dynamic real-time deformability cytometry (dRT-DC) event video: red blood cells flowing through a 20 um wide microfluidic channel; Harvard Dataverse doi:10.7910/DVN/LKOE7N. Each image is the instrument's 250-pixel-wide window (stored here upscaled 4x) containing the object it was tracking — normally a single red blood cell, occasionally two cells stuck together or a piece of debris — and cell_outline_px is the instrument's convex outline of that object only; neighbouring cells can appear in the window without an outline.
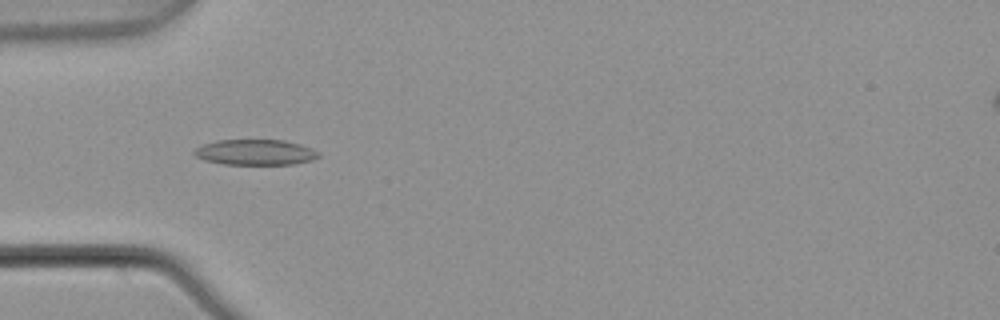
{"species": "common noctule bat (a hibernating species)", "species_latin": "Nyctalus noctula", "temperature_condition": "warm", "stored_images_in_passage": 5, "camera_frame_rate_fps": 3000, "um_per_image_px": 0.085, "animal": {"sex": "male", "body_mass_g": 21.5, "forearm_length_mm": 52.0}, "frame": {"image": 1, "passage_image": 5, "time_ms": 1.333, "image_size_px": [1000, 320], "cell_outline_px": [[320, 156], [312, 160], [292, 164], [224, 164], [204, 160], [196, 156], [192, 152], [200, 144], [216, 140], [284, 140], [300, 144], [312, 148], [320, 152]], "centroid_in_image_um": [21.69, 12.93], "position_along_channel_um": 63.3, "area_um2": 18.61}}